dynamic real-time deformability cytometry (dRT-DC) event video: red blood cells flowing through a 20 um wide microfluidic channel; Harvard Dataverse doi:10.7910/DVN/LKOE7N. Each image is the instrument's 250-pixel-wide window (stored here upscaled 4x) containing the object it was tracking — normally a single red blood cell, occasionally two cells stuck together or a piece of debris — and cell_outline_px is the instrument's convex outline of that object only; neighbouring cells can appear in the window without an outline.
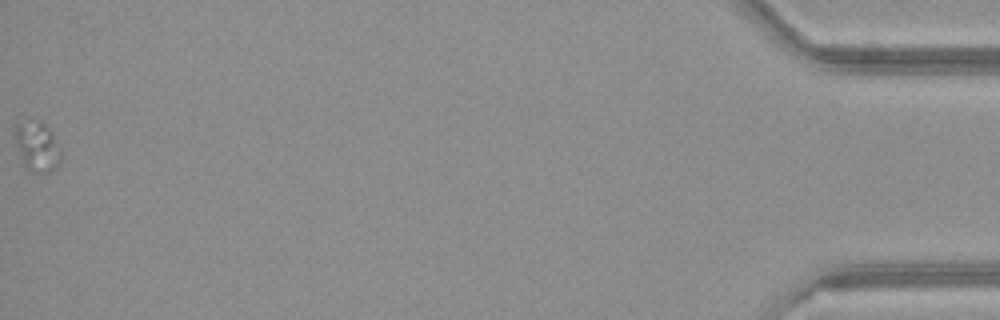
{"species": "common noctule bat (a hibernating species)", "species_latin": "Nyctalus noctula", "temperature_condition": "warm", "stored_images_in_passage": 39, "camera_frame_rate_fps": 3000, "um_per_image_px": 0.085, "animal": {"sex": "female", "body_mass_g": 21.9}, "frame": {"image": 1, "passage_image": 39, "time_ms": 12.667, "image_size_px": [1000, 320], "cell_outline_px": [[60, 160], [48, 172], [32, 172], [24, 164], [16, 144], [16, 124], [28, 116], [44, 124], [52, 132], [60, 148]], "centroid_in_image_um": [3.14, 12.37], "position_along_channel_um": 432.1, "area_um2": 13.12}}